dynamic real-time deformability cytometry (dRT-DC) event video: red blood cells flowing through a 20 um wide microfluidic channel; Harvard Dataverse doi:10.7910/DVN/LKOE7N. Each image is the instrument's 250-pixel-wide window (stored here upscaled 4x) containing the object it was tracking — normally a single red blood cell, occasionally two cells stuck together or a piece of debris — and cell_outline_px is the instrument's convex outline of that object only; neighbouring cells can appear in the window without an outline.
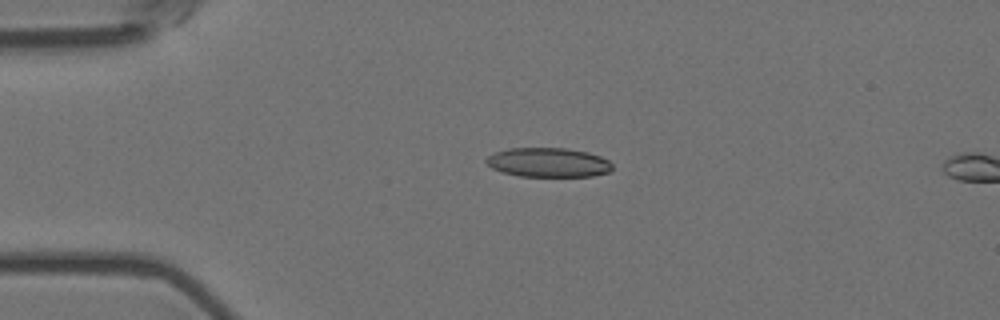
{"species": "Egyptian fruit bat (a non-hibernating species)", "species_latin": "Rousettus aegyptiacus", "temperature_condition": "room temperature", "stored_images_in_passage": 5, "camera_frame_rate_fps": 3000, "um_per_image_px": 0.085, "animal": {"sex": "female"}, "frame": {"image": 1, "passage_image": 4, "time_ms": 1.0, "image_size_px": [1000, 320], "cell_outline_px": [[612, 168], [608, 172], [592, 176], [520, 176], [504, 172], [492, 168], [484, 160], [488, 156], [496, 152], [508, 148], [568, 148], [588, 152], [600, 156], [608, 160], [612, 164]], "centroid_in_image_um": [46.61, 13.8], "position_along_channel_um": 38.4, "area_um2": 21.44}}